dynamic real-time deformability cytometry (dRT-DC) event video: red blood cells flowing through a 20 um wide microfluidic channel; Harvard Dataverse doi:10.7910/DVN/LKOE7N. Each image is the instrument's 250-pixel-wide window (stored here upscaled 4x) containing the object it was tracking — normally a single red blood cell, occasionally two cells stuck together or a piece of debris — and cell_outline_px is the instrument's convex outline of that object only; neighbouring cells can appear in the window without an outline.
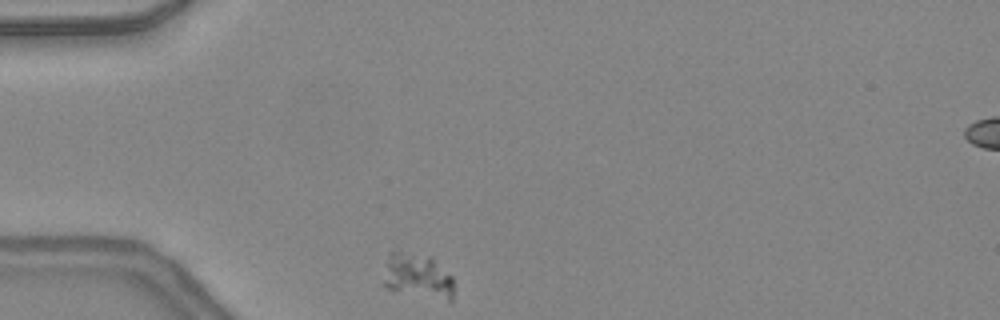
{"species": "common noctule bat (a hibernating species)", "species_latin": "Nyctalus noctula", "temperature_condition": "warm", "stored_images_in_passage": 29, "camera_frame_rate_fps": 3000, "um_per_image_px": 0.085, "animal": {"sex": "female", "body_mass_g": 24.6, "forearm_length_mm": 56.2}, "frame": {"image": 1, "passage_image": 1, "time_ms": 0.0, "image_size_px": [1000, 320], "cell_outline_px": [[452, 300], [448, 300], [384, 288], [380, 284], [388, 252], [400, 248], [432, 256], [452, 276]], "centroid_in_image_um": [35.4, 23.36], "position_along_channel_um": 49.6, "area_um2": 19.02}}
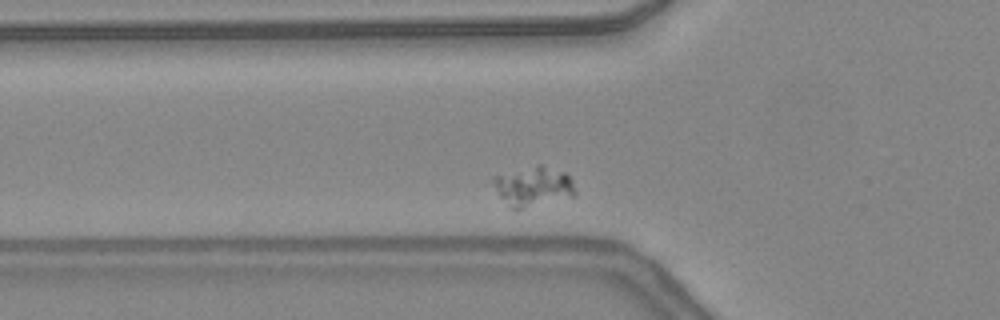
{"frame": {"image": 2, "passage_image": 5, "time_ms": 1.333, "image_size_px": [1000, 320], "cell_outline_px": [[576, 196], [516, 212], [508, 208], [500, 196], [492, 180], [492, 176], [536, 164], [540, 164], [564, 172], [572, 180], [576, 192]], "centroid_in_image_um": [45.33, 15.89], "position_along_channel_um": 80.5, "area_um2": 19.65}}
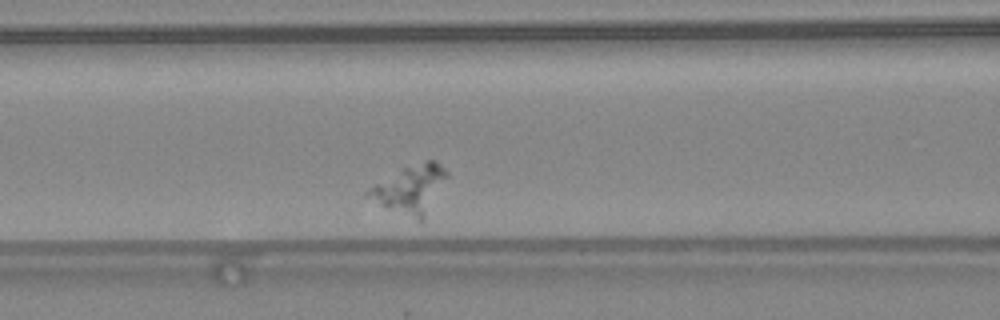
{"frame": {"image": 3, "passage_image": 9, "time_ms": 2.667, "image_size_px": [1000, 320], "cell_outline_px": [[448, 176], [424, 220], [416, 220], [380, 204], [364, 196], [364, 192], [368, 188], [404, 168], [428, 160], [436, 160], [448, 172]], "centroid_in_image_um": [34.9, 16.09], "position_along_channel_um": 131.7, "area_um2": 21.44}}